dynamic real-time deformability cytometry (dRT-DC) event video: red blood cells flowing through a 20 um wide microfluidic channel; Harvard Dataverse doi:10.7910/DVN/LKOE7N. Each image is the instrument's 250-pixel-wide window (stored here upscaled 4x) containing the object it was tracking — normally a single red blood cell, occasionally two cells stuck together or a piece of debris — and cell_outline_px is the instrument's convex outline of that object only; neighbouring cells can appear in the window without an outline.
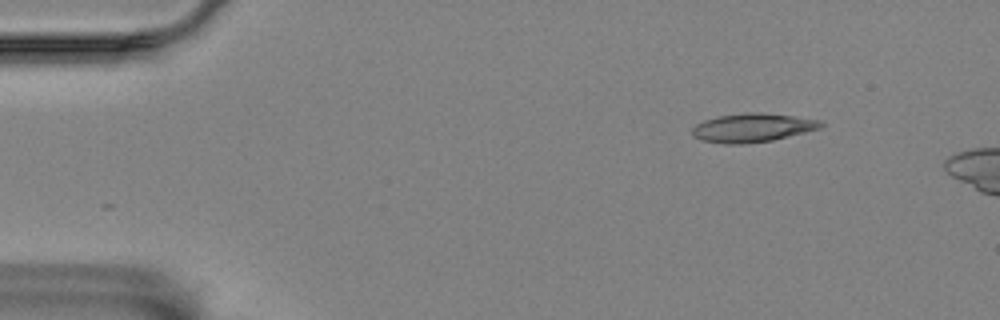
{"species": "Egyptian fruit bat (a non-hibernating species)", "species_latin": "Rousettus aegyptiacus", "temperature_condition": "room temperature", "stored_images_in_passage": 48, "camera_frame_rate_fps": 3000, "um_per_image_px": 0.085, "animal": {"sex": "female"}, "frame": {"image": 1, "passage_image": 1, "time_ms": 0.0, "image_size_px": [1000, 320], "cell_outline_px": [[824, 124], [820, 128], [772, 140], [744, 144], [724, 144], [700, 140], [692, 136], [692, 128], [696, 124], [704, 120], [716, 116], [748, 112], [760, 112], [824, 120]], "centroid_in_image_um": [63.93, 10.85], "position_along_channel_um": 21.1, "area_um2": 21.62}}
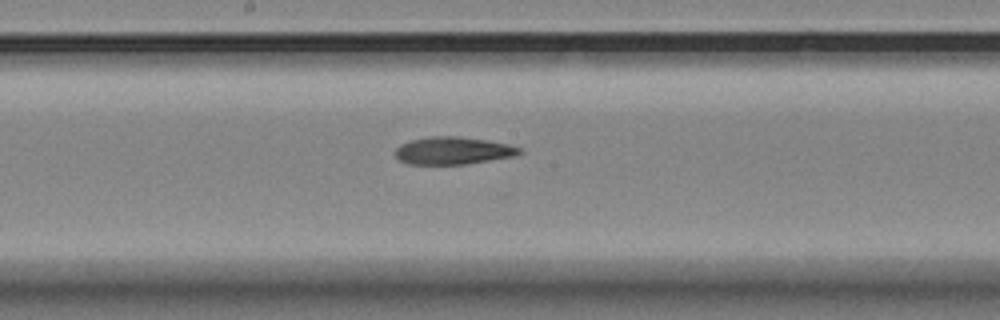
{"frame": {"image": 2, "passage_image": 24, "time_ms": 7.667, "image_size_px": [1000, 320], "cell_outline_px": [[524, 152], [516, 156], [468, 164], [408, 164], [400, 160], [396, 156], [396, 148], [400, 144], [412, 140], [432, 136], [456, 136], [484, 140], [508, 144], [520, 148]], "centroid_in_image_um": [38.54, 12.81], "position_along_channel_um": 209.7, "area_um2": 19.83}}
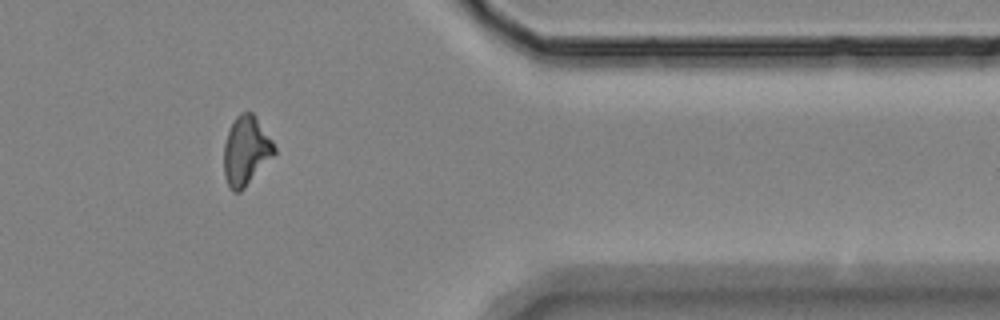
{"frame": {"image": 3, "passage_image": 41, "time_ms": 13.333, "image_size_px": [1000, 320], "cell_outline_px": [[276, 152], [244, 188], [240, 192], [232, 192], [224, 176], [224, 144], [228, 132], [236, 116], [240, 112], [252, 112], [272, 140], [276, 148]], "centroid_in_image_um": [20.9, 12.82], "position_along_channel_um": 390.5, "area_um2": 20.0}}